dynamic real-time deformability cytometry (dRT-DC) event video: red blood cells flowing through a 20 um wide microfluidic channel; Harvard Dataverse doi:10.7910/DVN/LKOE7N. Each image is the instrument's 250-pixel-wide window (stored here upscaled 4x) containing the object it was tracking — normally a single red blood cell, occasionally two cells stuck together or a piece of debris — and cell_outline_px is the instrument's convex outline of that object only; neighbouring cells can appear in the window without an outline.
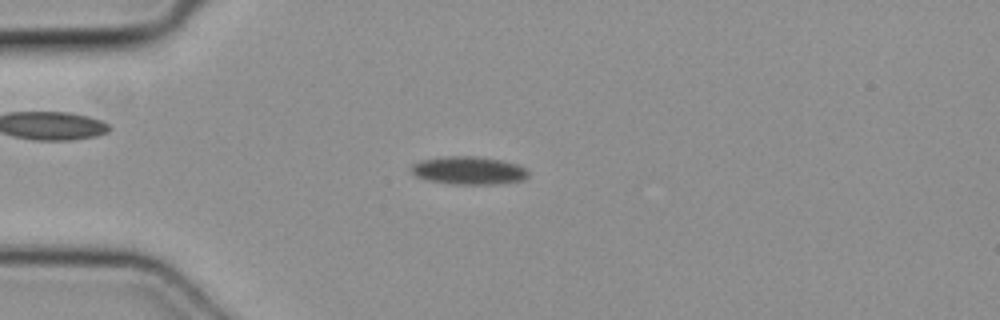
{"species": "common noctule bat (a hibernating species)", "species_latin": "Nyctalus noctula", "temperature_condition": "cold", "stored_images_in_passage": 2, "camera_frame_rate_fps": 3000, "um_per_image_px": 0.085, "animal": {"sex": "female", "body_mass_g": 19.3, "forearm_length_mm": 54.1}, "frame": {"image": 1, "passage_image": 2, "time_ms": 0.333, "image_size_px": [1000, 320], "cell_outline_px": [[528, 176], [524, 180], [496, 184], [448, 184], [428, 180], [416, 176], [408, 168], [412, 164], [420, 160], [448, 156], [476, 156], [500, 160], [516, 164], [524, 168], [528, 172]], "centroid_in_image_um": [39.8, 14.49], "position_along_channel_um": 45.2, "area_um2": 19.13}}